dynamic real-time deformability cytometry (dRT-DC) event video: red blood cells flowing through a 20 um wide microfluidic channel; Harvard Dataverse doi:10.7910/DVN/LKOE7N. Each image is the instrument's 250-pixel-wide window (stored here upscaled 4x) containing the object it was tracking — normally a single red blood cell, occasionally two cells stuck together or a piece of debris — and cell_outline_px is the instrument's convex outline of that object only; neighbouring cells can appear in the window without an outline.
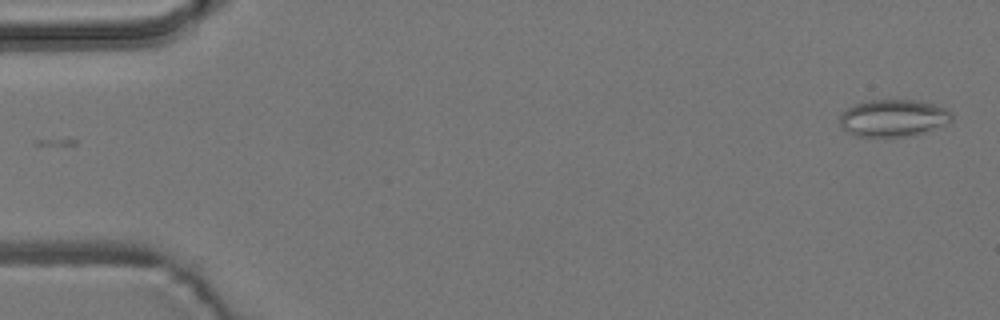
{"species": "common noctule bat (a hibernating species)", "species_latin": "Nyctalus noctula", "temperature_condition": "room temperature", "stored_images_in_passage": 6, "camera_frame_rate_fps": 3000, "um_per_image_px": 0.085, "animal": {"sex": "male", "body_mass_g": 19.2, "forearm_length_mm": 51.8}, "frame": {"image": 1, "passage_image": 1, "time_ms": 0.0, "image_size_px": [1000, 320], "cell_outline_px": [[952, 120], [948, 124], [924, 132], [908, 136], [856, 136], [848, 132], [840, 124], [840, 116], [848, 108], [856, 104], [872, 100], [920, 100], [936, 104], [948, 108], [952, 112]], "centroid_in_image_um": [76.01, 10.02], "position_along_channel_um": 9.0, "area_um2": 24.22}}
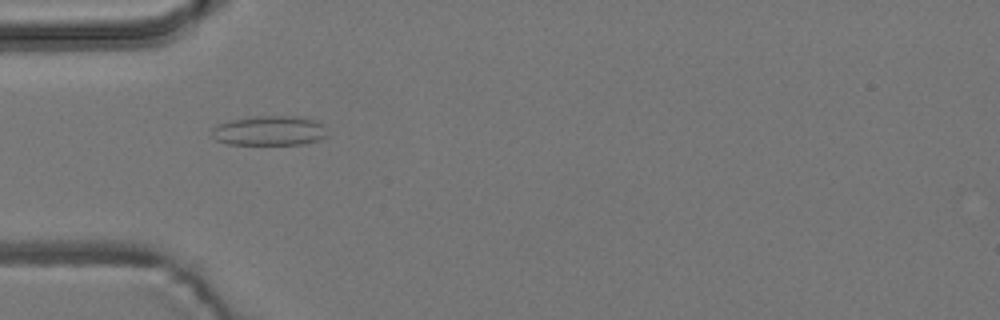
{"frame": {"image": 2, "passage_image": 5, "time_ms": 5.0, "image_size_px": [1000, 320], "cell_outline_px": [[324, 136], [316, 140], [300, 144], [228, 144], [216, 140], [212, 136], [212, 128], [220, 124], [232, 120], [252, 116], [296, 116], [316, 120], [324, 124]], "centroid_in_image_um": [22.87, 11.1], "position_along_channel_um": 62.1, "area_um2": 19.71}}